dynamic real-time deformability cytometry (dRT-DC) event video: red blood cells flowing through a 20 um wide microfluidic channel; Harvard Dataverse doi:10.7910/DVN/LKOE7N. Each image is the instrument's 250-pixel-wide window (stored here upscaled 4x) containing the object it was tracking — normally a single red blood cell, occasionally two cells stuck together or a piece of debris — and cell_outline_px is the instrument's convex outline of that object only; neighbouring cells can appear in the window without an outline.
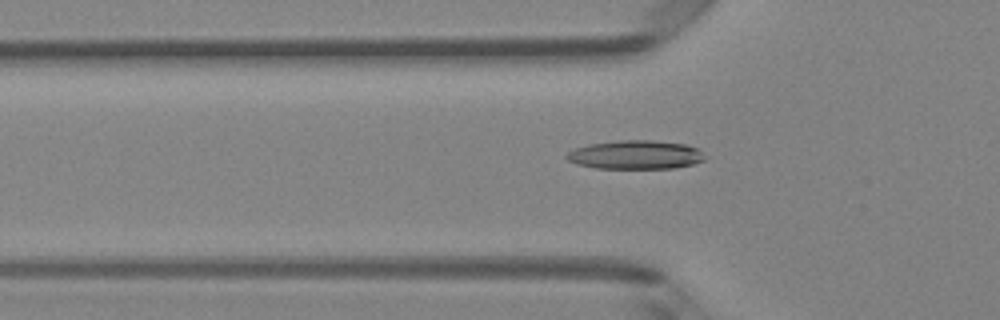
{"species": "Egyptian fruit bat (a non-hibernating species)", "species_latin": "Rousettus aegyptiacus", "temperature_condition": "room temperature", "stored_images_in_passage": 40, "camera_frame_rate_fps": 3000, "um_per_image_px": 0.085, "animal": {"sex": "female"}, "frame": {"image": 1, "passage_image": 11, "time_ms": 3.333, "image_size_px": [1000, 320], "cell_outline_px": [[704, 160], [692, 164], [672, 168], [596, 168], [576, 164], [568, 160], [564, 156], [568, 152], [576, 148], [588, 144], [620, 140], [652, 140], [684, 144], [696, 148], [704, 156]], "centroid_in_image_um": [53.97, 13.15], "position_along_channel_um": 71.8, "area_um2": 22.95}}
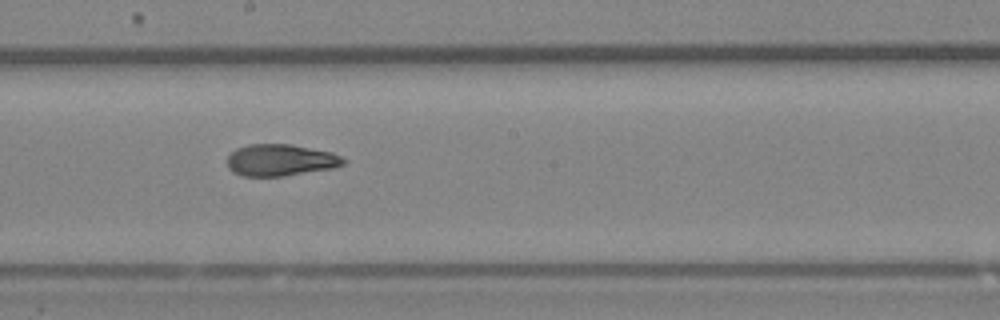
{"frame": {"image": 2, "passage_image": 22, "time_ms": 7.0, "image_size_px": [1000, 320], "cell_outline_px": [[344, 164], [332, 168], [280, 176], [240, 176], [232, 172], [228, 168], [228, 156], [236, 148], [248, 144], [292, 144], [332, 152], [340, 156], [344, 160]], "centroid_in_image_um": [23.8, 13.6], "position_along_channel_um": 224.4, "area_um2": 21.39}}
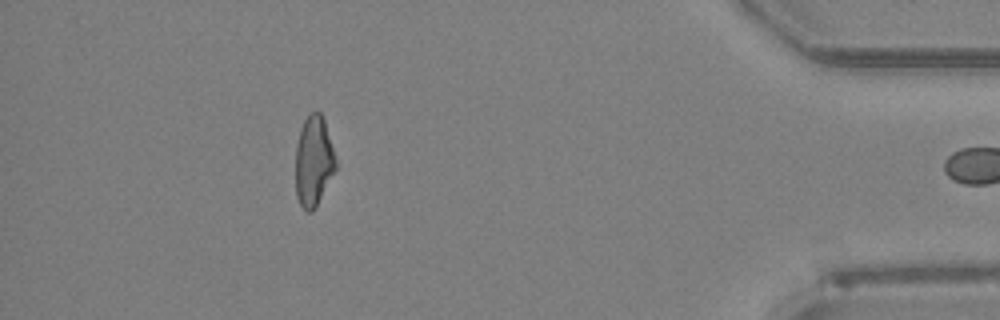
{"frame": {"image": 3, "passage_image": 39, "time_ms": 12.667, "image_size_px": [1000, 320], "cell_outline_px": [[336, 168], [312, 212], [308, 212], [300, 204], [296, 196], [296, 144], [300, 128], [304, 120], [312, 112], [320, 112], [324, 120], [336, 160]], "centroid_in_image_um": [26.63, 13.68], "position_along_channel_um": 408.6, "area_um2": 20.69}, "authors_computed_cell_mechanics": {"area_um2": 21.7906, "velocity_mm_per_s": 4.1656, "shape_relaxation_time_tau1_ms": 10.8973, "shape_relaxation_time_tau2_ms": 1.906, "deformation_change_tau1": 0.2812, "deformation_change_tau2": 0.0831}}